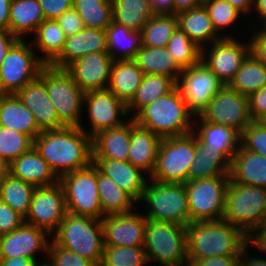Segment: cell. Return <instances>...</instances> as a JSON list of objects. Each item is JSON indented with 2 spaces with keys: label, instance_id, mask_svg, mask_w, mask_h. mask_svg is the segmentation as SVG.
Wrapping results in <instances>:
<instances>
[{
  "label": "cell",
  "instance_id": "cell-1",
  "mask_svg": "<svg viewBox=\"0 0 266 266\" xmlns=\"http://www.w3.org/2000/svg\"><path fill=\"white\" fill-rule=\"evenodd\" d=\"M34 148L58 179L93 162L92 137L80 127L42 131L34 139Z\"/></svg>",
  "mask_w": 266,
  "mask_h": 266
},
{
  "label": "cell",
  "instance_id": "cell-2",
  "mask_svg": "<svg viewBox=\"0 0 266 266\" xmlns=\"http://www.w3.org/2000/svg\"><path fill=\"white\" fill-rule=\"evenodd\" d=\"M187 261L214 256H240L249 237L228 220L189 222L186 225Z\"/></svg>",
  "mask_w": 266,
  "mask_h": 266
},
{
  "label": "cell",
  "instance_id": "cell-3",
  "mask_svg": "<svg viewBox=\"0 0 266 266\" xmlns=\"http://www.w3.org/2000/svg\"><path fill=\"white\" fill-rule=\"evenodd\" d=\"M194 118L178 86L143 107L133 117L136 124L161 138L193 132Z\"/></svg>",
  "mask_w": 266,
  "mask_h": 266
},
{
  "label": "cell",
  "instance_id": "cell-4",
  "mask_svg": "<svg viewBox=\"0 0 266 266\" xmlns=\"http://www.w3.org/2000/svg\"><path fill=\"white\" fill-rule=\"evenodd\" d=\"M51 240L100 266L104 251L101 219L67 213Z\"/></svg>",
  "mask_w": 266,
  "mask_h": 266
},
{
  "label": "cell",
  "instance_id": "cell-5",
  "mask_svg": "<svg viewBox=\"0 0 266 266\" xmlns=\"http://www.w3.org/2000/svg\"><path fill=\"white\" fill-rule=\"evenodd\" d=\"M143 247L149 264L188 266L186 226L146 218Z\"/></svg>",
  "mask_w": 266,
  "mask_h": 266
},
{
  "label": "cell",
  "instance_id": "cell-6",
  "mask_svg": "<svg viewBox=\"0 0 266 266\" xmlns=\"http://www.w3.org/2000/svg\"><path fill=\"white\" fill-rule=\"evenodd\" d=\"M222 219L250 237L266 221V189L230 180Z\"/></svg>",
  "mask_w": 266,
  "mask_h": 266
},
{
  "label": "cell",
  "instance_id": "cell-7",
  "mask_svg": "<svg viewBox=\"0 0 266 266\" xmlns=\"http://www.w3.org/2000/svg\"><path fill=\"white\" fill-rule=\"evenodd\" d=\"M145 218L174 222L186 226L190 222L188 199L183 183H163L149 179L142 198L138 204L144 203Z\"/></svg>",
  "mask_w": 266,
  "mask_h": 266
},
{
  "label": "cell",
  "instance_id": "cell-8",
  "mask_svg": "<svg viewBox=\"0 0 266 266\" xmlns=\"http://www.w3.org/2000/svg\"><path fill=\"white\" fill-rule=\"evenodd\" d=\"M195 157L193 132L162 138L156 158V166L149 179L163 183H186L189 168Z\"/></svg>",
  "mask_w": 266,
  "mask_h": 266
},
{
  "label": "cell",
  "instance_id": "cell-9",
  "mask_svg": "<svg viewBox=\"0 0 266 266\" xmlns=\"http://www.w3.org/2000/svg\"><path fill=\"white\" fill-rule=\"evenodd\" d=\"M45 86L58 119L65 126H82L84 95L65 69L45 65Z\"/></svg>",
  "mask_w": 266,
  "mask_h": 266
},
{
  "label": "cell",
  "instance_id": "cell-10",
  "mask_svg": "<svg viewBox=\"0 0 266 266\" xmlns=\"http://www.w3.org/2000/svg\"><path fill=\"white\" fill-rule=\"evenodd\" d=\"M59 182L65 192L68 213L95 219L104 217L97 186V167L93 162L88 167L63 175Z\"/></svg>",
  "mask_w": 266,
  "mask_h": 266
},
{
  "label": "cell",
  "instance_id": "cell-11",
  "mask_svg": "<svg viewBox=\"0 0 266 266\" xmlns=\"http://www.w3.org/2000/svg\"><path fill=\"white\" fill-rule=\"evenodd\" d=\"M229 181V176H218L184 183L190 222L222 219Z\"/></svg>",
  "mask_w": 266,
  "mask_h": 266
},
{
  "label": "cell",
  "instance_id": "cell-12",
  "mask_svg": "<svg viewBox=\"0 0 266 266\" xmlns=\"http://www.w3.org/2000/svg\"><path fill=\"white\" fill-rule=\"evenodd\" d=\"M33 48L26 39H18L11 46L0 66V94H16L39 76L45 64Z\"/></svg>",
  "mask_w": 266,
  "mask_h": 266
},
{
  "label": "cell",
  "instance_id": "cell-13",
  "mask_svg": "<svg viewBox=\"0 0 266 266\" xmlns=\"http://www.w3.org/2000/svg\"><path fill=\"white\" fill-rule=\"evenodd\" d=\"M202 121L221 124L237 130L240 134L252 122L249 114L248 96L224 85L197 116Z\"/></svg>",
  "mask_w": 266,
  "mask_h": 266
},
{
  "label": "cell",
  "instance_id": "cell-14",
  "mask_svg": "<svg viewBox=\"0 0 266 266\" xmlns=\"http://www.w3.org/2000/svg\"><path fill=\"white\" fill-rule=\"evenodd\" d=\"M68 213L62 184L36 187L25 223L45 230L50 236Z\"/></svg>",
  "mask_w": 266,
  "mask_h": 266
},
{
  "label": "cell",
  "instance_id": "cell-15",
  "mask_svg": "<svg viewBox=\"0 0 266 266\" xmlns=\"http://www.w3.org/2000/svg\"><path fill=\"white\" fill-rule=\"evenodd\" d=\"M249 54V40L242 42L235 38H221L201 49V62L224 85H228Z\"/></svg>",
  "mask_w": 266,
  "mask_h": 266
},
{
  "label": "cell",
  "instance_id": "cell-16",
  "mask_svg": "<svg viewBox=\"0 0 266 266\" xmlns=\"http://www.w3.org/2000/svg\"><path fill=\"white\" fill-rule=\"evenodd\" d=\"M84 105L90 129L86 130L84 125L80 128L91 137L104 129L118 127L130 118L127 104L108 89L85 92Z\"/></svg>",
  "mask_w": 266,
  "mask_h": 266
},
{
  "label": "cell",
  "instance_id": "cell-17",
  "mask_svg": "<svg viewBox=\"0 0 266 266\" xmlns=\"http://www.w3.org/2000/svg\"><path fill=\"white\" fill-rule=\"evenodd\" d=\"M189 110L198 116L211 98L224 86L202 62L183 69L177 82Z\"/></svg>",
  "mask_w": 266,
  "mask_h": 266
},
{
  "label": "cell",
  "instance_id": "cell-18",
  "mask_svg": "<svg viewBox=\"0 0 266 266\" xmlns=\"http://www.w3.org/2000/svg\"><path fill=\"white\" fill-rule=\"evenodd\" d=\"M51 236L43 229L23 223L0 237V259L26 257L38 262V253L47 258Z\"/></svg>",
  "mask_w": 266,
  "mask_h": 266
},
{
  "label": "cell",
  "instance_id": "cell-19",
  "mask_svg": "<svg viewBox=\"0 0 266 266\" xmlns=\"http://www.w3.org/2000/svg\"><path fill=\"white\" fill-rule=\"evenodd\" d=\"M113 61L108 52H94L76 59L65 70L83 92L105 90Z\"/></svg>",
  "mask_w": 266,
  "mask_h": 266
},
{
  "label": "cell",
  "instance_id": "cell-20",
  "mask_svg": "<svg viewBox=\"0 0 266 266\" xmlns=\"http://www.w3.org/2000/svg\"><path fill=\"white\" fill-rule=\"evenodd\" d=\"M29 109L41 131L60 129L65 125L58 119L45 86V66L39 76L23 86L15 94Z\"/></svg>",
  "mask_w": 266,
  "mask_h": 266
},
{
  "label": "cell",
  "instance_id": "cell-21",
  "mask_svg": "<svg viewBox=\"0 0 266 266\" xmlns=\"http://www.w3.org/2000/svg\"><path fill=\"white\" fill-rule=\"evenodd\" d=\"M104 246H144L146 218L140 212L108 215L101 219Z\"/></svg>",
  "mask_w": 266,
  "mask_h": 266
},
{
  "label": "cell",
  "instance_id": "cell-22",
  "mask_svg": "<svg viewBox=\"0 0 266 266\" xmlns=\"http://www.w3.org/2000/svg\"><path fill=\"white\" fill-rule=\"evenodd\" d=\"M107 52L105 30L84 27L79 33L66 37L64 48L50 66L65 69L89 53Z\"/></svg>",
  "mask_w": 266,
  "mask_h": 266
},
{
  "label": "cell",
  "instance_id": "cell-23",
  "mask_svg": "<svg viewBox=\"0 0 266 266\" xmlns=\"http://www.w3.org/2000/svg\"><path fill=\"white\" fill-rule=\"evenodd\" d=\"M93 164L102 174L110 177L122 190L127 192L137 203L140 201L146 183L149 180V176H146L145 172L132 165L129 161L93 159Z\"/></svg>",
  "mask_w": 266,
  "mask_h": 266
},
{
  "label": "cell",
  "instance_id": "cell-24",
  "mask_svg": "<svg viewBox=\"0 0 266 266\" xmlns=\"http://www.w3.org/2000/svg\"><path fill=\"white\" fill-rule=\"evenodd\" d=\"M132 118L124 124L99 131L92 137L93 159L127 161L131 142Z\"/></svg>",
  "mask_w": 266,
  "mask_h": 266
},
{
  "label": "cell",
  "instance_id": "cell-25",
  "mask_svg": "<svg viewBox=\"0 0 266 266\" xmlns=\"http://www.w3.org/2000/svg\"><path fill=\"white\" fill-rule=\"evenodd\" d=\"M161 140V137L136 124L132 118L131 142L127 161L150 177L156 166Z\"/></svg>",
  "mask_w": 266,
  "mask_h": 266
},
{
  "label": "cell",
  "instance_id": "cell-26",
  "mask_svg": "<svg viewBox=\"0 0 266 266\" xmlns=\"http://www.w3.org/2000/svg\"><path fill=\"white\" fill-rule=\"evenodd\" d=\"M9 174L36 187L50 186L59 181L34 146L10 162Z\"/></svg>",
  "mask_w": 266,
  "mask_h": 266
},
{
  "label": "cell",
  "instance_id": "cell-27",
  "mask_svg": "<svg viewBox=\"0 0 266 266\" xmlns=\"http://www.w3.org/2000/svg\"><path fill=\"white\" fill-rule=\"evenodd\" d=\"M229 178L240 184L266 189V156L248 151L240 145L230 161Z\"/></svg>",
  "mask_w": 266,
  "mask_h": 266
},
{
  "label": "cell",
  "instance_id": "cell-28",
  "mask_svg": "<svg viewBox=\"0 0 266 266\" xmlns=\"http://www.w3.org/2000/svg\"><path fill=\"white\" fill-rule=\"evenodd\" d=\"M193 133L206 144V148L220 150L230 161L240 147L241 134L221 124L194 118Z\"/></svg>",
  "mask_w": 266,
  "mask_h": 266
},
{
  "label": "cell",
  "instance_id": "cell-29",
  "mask_svg": "<svg viewBox=\"0 0 266 266\" xmlns=\"http://www.w3.org/2000/svg\"><path fill=\"white\" fill-rule=\"evenodd\" d=\"M178 28L201 49L223 38L220 36L204 5L176 14Z\"/></svg>",
  "mask_w": 266,
  "mask_h": 266
},
{
  "label": "cell",
  "instance_id": "cell-30",
  "mask_svg": "<svg viewBox=\"0 0 266 266\" xmlns=\"http://www.w3.org/2000/svg\"><path fill=\"white\" fill-rule=\"evenodd\" d=\"M0 126L26 134L33 140L42 132L32 112L15 94H0Z\"/></svg>",
  "mask_w": 266,
  "mask_h": 266
},
{
  "label": "cell",
  "instance_id": "cell-31",
  "mask_svg": "<svg viewBox=\"0 0 266 266\" xmlns=\"http://www.w3.org/2000/svg\"><path fill=\"white\" fill-rule=\"evenodd\" d=\"M230 160L220 150L206 148L195 135V157L189 168L188 181L229 176Z\"/></svg>",
  "mask_w": 266,
  "mask_h": 266
},
{
  "label": "cell",
  "instance_id": "cell-32",
  "mask_svg": "<svg viewBox=\"0 0 266 266\" xmlns=\"http://www.w3.org/2000/svg\"><path fill=\"white\" fill-rule=\"evenodd\" d=\"M133 61L144 75H164L178 82L183 72V69L174 60L166 47H148L142 45Z\"/></svg>",
  "mask_w": 266,
  "mask_h": 266
},
{
  "label": "cell",
  "instance_id": "cell-33",
  "mask_svg": "<svg viewBox=\"0 0 266 266\" xmlns=\"http://www.w3.org/2000/svg\"><path fill=\"white\" fill-rule=\"evenodd\" d=\"M144 73L133 60L113 61L108 90L128 104L142 83Z\"/></svg>",
  "mask_w": 266,
  "mask_h": 266
},
{
  "label": "cell",
  "instance_id": "cell-34",
  "mask_svg": "<svg viewBox=\"0 0 266 266\" xmlns=\"http://www.w3.org/2000/svg\"><path fill=\"white\" fill-rule=\"evenodd\" d=\"M45 20L38 0H12L9 12V31L18 39L35 33Z\"/></svg>",
  "mask_w": 266,
  "mask_h": 266
},
{
  "label": "cell",
  "instance_id": "cell-35",
  "mask_svg": "<svg viewBox=\"0 0 266 266\" xmlns=\"http://www.w3.org/2000/svg\"><path fill=\"white\" fill-rule=\"evenodd\" d=\"M105 33L107 52L114 61L133 60L142 47L140 31L131 30L112 21Z\"/></svg>",
  "mask_w": 266,
  "mask_h": 266
},
{
  "label": "cell",
  "instance_id": "cell-36",
  "mask_svg": "<svg viewBox=\"0 0 266 266\" xmlns=\"http://www.w3.org/2000/svg\"><path fill=\"white\" fill-rule=\"evenodd\" d=\"M66 35L55 19H45L36 29L31 40L34 49L39 52L38 58L50 65L64 48ZM36 46V47H35Z\"/></svg>",
  "mask_w": 266,
  "mask_h": 266
},
{
  "label": "cell",
  "instance_id": "cell-37",
  "mask_svg": "<svg viewBox=\"0 0 266 266\" xmlns=\"http://www.w3.org/2000/svg\"><path fill=\"white\" fill-rule=\"evenodd\" d=\"M97 186L100 205L105 216L128 214L138 204L127 192L122 190L110 177L102 174L97 168Z\"/></svg>",
  "mask_w": 266,
  "mask_h": 266
},
{
  "label": "cell",
  "instance_id": "cell-38",
  "mask_svg": "<svg viewBox=\"0 0 266 266\" xmlns=\"http://www.w3.org/2000/svg\"><path fill=\"white\" fill-rule=\"evenodd\" d=\"M149 0H112L113 22L134 31H142L147 21L154 16Z\"/></svg>",
  "mask_w": 266,
  "mask_h": 266
},
{
  "label": "cell",
  "instance_id": "cell-39",
  "mask_svg": "<svg viewBox=\"0 0 266 266\" xmlns=\"http://www.w3.org/2000/svg\"><path fill=\"white\" fill-rule=\"evenodd\" d=\"M176 86L177 82L173 78L157 74L144 75L135 96L127 104L130 118H133L143 107L147 106L155 99L172 91Z\"/></svg>",
  "mask_w": 266,
  "mask_h": 266
},
{
  "label": "cell",
  "instance_id": "cell-40",
  "mask_svg": "<svg viewBox=\"0 0 266 266\" xmlns=\"http://www.w3.org/2000/svg\"><path fill=\"white\" fill-rule=\"evenodd\" d=\"M266 85V66L251 53L242 62L228 86L249 96Z\"/></svg>",
  "mask_w": 266,
  "mask_h": 266
},
{
  "label": "cell",
  "instance_id": "cell-41",
  "mask_svg": "<svg viewBox=\"0 0 266 266\" xmlns=\"http://www.w3.org/2000/svg\"><path fill=\"white\" fill-rule=\"evenodd\" d=\"M36 186L10 174L0 181V200L26 218Z\"/></svg>",
  "mask_w": 266,
  "mask_h": 266
},
{
  "label": "cell",
  "instance_id": "cell-42",
  "mask_svg": "<svg viewBox=\"0 0 266 266\" xmlns=\"http://www.w3.org/2000/svg\"><path fill=\"white\" fill-rule=\"evenodd\" d=\"M177 28L176 14H155L142 28V45L166 47Z\"/></svg>",
  "mask_w": 266,
  "mask_h": 266
},
{
  "label": "cell",
  "instance_id": "cell-43",
  "mask_svg": "<svg viewBox=\"0 0 266 266\" xmlns=\"http://www.w3.org/2000/svg\"><path fill=\"white\" fill-rule=\"evenodd\" d=\"M84 27L106 30L113 21L112 0H73Z\"/></svg>",
  "mask_w": 266,
  "mask_h": 266
},
{
  "label": "cell",
  "instance_id": "cell-44",
  "mask_svg": "<svg viewBox=\"0 0 266 266\" xmlns=\"http://www.w3.org/2000/svg\"><path fill=\"white\" fill-rule=\"evenodd\" d=\"M166 48L182 69L190 68L201 62V48L179 28L171 36Z\"/></svg>",
  "mask_w": 266,
  "mask_h": 266
},
{
  "label": "cell",
  "instance_id": "cell-45",
  "mask_svg": "<svg viewBox=\"0 0 266 266\" xmlns=\"http://www.w3.org/2000/svg\"><path fill=\"white\" fill-rule=\"evenodd\" d=\"M213 23L216 32L223 38H236V35L223 33V30L231 28L243 15L226 0H205L203 4ZM229 27V28H227ZM223 34V35H221Z\"/></svg>",
  "mask_w": 266,
  "mask_h": 266
},
{
  "label": "cell",
  "instance_id": "cell-46",
  "mask_svg": "<svg viewBox=\"0 0 266 266\" xmlns=\"http://www.w3.org/2000/svg\"><path fill=\"white\" fill-rule=\"evenodd\" d=\"M147 264L143 246H104L100 266H145Z\"/></svg>",
  "mask_w": 266,
  "mask_h": 266
},
{
  "label": "cell",
  "instance_id": "cell-47",
  "mask_svg": "<svg viewBox=\"0 0 266 266\" xmlns=\"http://www.w3.org/2000/svg\"><path fill=\"white\" fill-rule=\"evenodd\" d=\"M34 146V140L11 128L0 126V156L9 163Z\"/></svg>",
  "mask_w": 266,
  "mask_h": 266
},
{
  "label": "cell",
  "instance_id": "cell-48",
  "mask_svg": "<svg viewBox=\"0 0 266 266\" xmlns=\"http://www.w3.org/2000/svg\"><path fill=\"white\" fill-rule=\"evenodd\" d=\"M240 145L248 151L266 156V127L252 121L242 131Z\"/></svg>",
  "mask_w": 266,
  "mask_h": 266
},
{
  "label": "cell",
  "instance_id": "cell-49",
  "mask_svg": "<svg viewBox=\"0 0 266 266\" xmlns=\"http://www.w3.org/2000/svg\"><path fill=\"white\" fill-rule=\"evenodd\" d=\"M47 258L54 266H96L91 260L56 245L52 240L48 246Z\"/></svg>",
  "mask_w": 266,
  "mask_h": 266
},
{
  "label": "cell",
  "instance_id": "cell-50",
  "mask_svg": "<svg viewBox=\"0 0 266 266\" xmlns=\"http://www.w3.org/2000/svg\"><path fill=\"white\" fill-rule=\"evenodd\" d=\"M25 222V218L0 200V234L10 233Z\"/></svg>",
  "mask_w": 266,
  "mask_h": 266
},
{
  "label": "cell",
  "instance_id": "cell-51",
  "mask_svg": "<svg viewBox=\"0 0 266 266\" xmlns=\"http://www.w3.org/2000/svg\"><path fill=\"white\" fill-rule=\"evenodd\" d=\"M59 26L62 28L66 37L79 33L83 28V22L80 15L74 8L67 10L56 19Z\"/></svg>",
  "mask_w": 266,
  "mask_h": 266
},
{
  "label": "cell",
  "instance_id": "cell-52",
  "mask_svg": "<svg viewBox=\"0 0 266 266\" xmlns=\"http://www.w3.org/2000/svg\"><path fill=\"white\" fill-rule=\"evenodd\" d=\"M254 28L252 35H250V53L266 66V31L260 26Z\"/></svg>",
  "mask_w": 266,
  "mask_h": 266
},
{
  "label": "cell",
  "instance_id": "cell-53",
  "mask_svg": "<svg viewBox=\"0 0 266 266\" xmlns=\"http://www.w3.org/2000/svg\"><path fill=\"white\" fill-rule=\"evenodd\" d=\"M45 19H57L72 8L73 0H38Z\"/></svg>",
  "mask_w": 266,
  "mask_h": 266
},
{
  "label": "cell",
  "instance_id": "cell-54",
  "mask_svg": "<svg viewBox=\"0 0 266 266\" xmlns=\"http://www.w3.org/2000/svg\"><path fill=\"white\" fill-rule=\"evenodd\" d=\"M248 104L252 121H257L266 113V85L248 96Z\"/></svg>",
  "mask_w": 266,
  "mask_h": 266
},
{
  "label": "cell",
  "instance_id": "cell-55",
  "mask_svg": "<svg viewBox=\"0 0 266 266\" xmlns=\"http://www.w3.org/2000/svg\"><path fill=\"white\" fill-rule=\"evenodd\" d=\"M188 266H240V256H214L194 260Z\"/></svg>",
  "mask_w": 266,
  "mask_h": 266
},
{
  "label": "cell",
  "instance_id": "cell-56",
  "mask_svg": "<svg viewBox=\"0 0 266 266\" xmlns=\"http://www.w3.org/2000/svg\"><path fill=\"white\" fill-rule=\"evenodd\" d=\"M18 40L9 30L0 29V66L11 48V46Z\"/></svg>",
  "mask_w": 266,
  "mask_h": 266
},
{
  "label": "cell",
  "instance_id": "cell-57",
  "mask_svg": "<svg viewBox=\"0 0 266 266\" xmlns=\"http://www.w3.org/2000/svg\"><path fill=\"white\" fill-rule=\"evenodd\" d=\"M252 243L249 241L242 249L240 254V266H266V259L261 258L260 256L253 257L250 256L248 253V247L251 246Z\"/></svg>",
  "mask_w": 266,
  "mask_h": 266
},
{
  "label": "cell",
  "instance_id": "cell-58",
  "mask_svg": "<svg viewBox=\"0 0 266 266\" xmlns=\"http://www.w3.org/2000/svg\"><path fill=\"white\" fill-rule=\"evenodd\" d=\"M249 241L254 248L263 252V255L266 253V221L249 237Z\"/></svg>",
  "mask_w": 266,
  "mask_h": 266
},
{
  "label": "cell",
  "instance_id": "cell-59",
  "mask_svg": "<svg viewBox=\"0 0 266 266\" xmlns=\"http://www.w3.org/2000/svg\"><path fill=\"white\" fill-rule=\"evenodd\" d=\"M155 14H174V0H149Z\"/></svg>",
  "mask_w": 266,
  "mask_h": 266
},
{
  "label": "cell",
  "instance_id": "cell-60",
  "mask_svg": "<svg viewBox=\"0 0 266 266\" xmlns=\"http://www.w3.org/2000/svg\"><path fill=\"white\" fill-rule=\"evenodd\" d=\"M205 0H174V14L192 9L204 4Z\"/></svg>",
  "mask_w": 266,
  "mask_h": 266
},
{
  "label": "cell",
  "instance_id": "cell-61",
  "mask_svg": "<svg viewBox=\"0 0 266 266\" xmlns=\"http://www.w3.org/2000/svg\"><path fill=\"white\" fill-rule=\"evenodd\" d=\"M12 0H0V29L9 30V12Z\"/></svg>",
  "mask_w": 266,
  "mask_h": 266
},
{
  "label": "cell",
  "instance_id": "cell-62",
  "mask_svg": "<svg viewBox=\"0 0 266 266\" xmlns=\"http://www.w3.org/2000/svg\"><path fill=\"white\" fill-rule=\"evenodd\" d=\"M36 261L26 257L0 259V266H35Z\"/></svg>",
  "mask_w": 266,
  "mask_h": 266
},
{
  "label": "cell",
  "instance_id": "cell-63",
  "mask_svg": "<svg viewBox=\"0 0 266 266\" xmlns=\"http://www.w3.org/2000/svg\"><path fill=\"white\" fill-rule=\"evenodd\" d=\"M238 11H240L243 16L249 15L253 10V0H226Z\"/></svg>",
  "mask_w": 266,
  "mask_h": 266
},
{
  "label": "cell",
  "instance_id": "cell-64",
  "mask_svg": "<svg viewBox=\"0 0 266 266\" xmlns=\"http://www.w3.org/2000/svg\"><path fill=\"white\" fill-rule=\"evenodd\" d=\"M253 12L258 14L259 19L262 24L266 21V0H253ZM255 11V12H254Z\"/></svg>",
  "mask_w": 266,
  "mask_h": 266
},
{
  "label": "cell",
  "instance_id": "cell-65",
  "mask_svg": "<svg viewBox=\"0 0 266 266\" xmlns=\"http://www.w3.org/2000/svg\"><path fill=\"white\" fill-rule=\"evenodd\" d=\"M9 166L10 163L0 156V181L5 176L9 175Z\"/></svg>",
  "mask_w": 266,
  "mask_h": 266
},
{
  "label": "cell",
  "instance_id": "cell-66",
  "mask_svg": "<svg viewBox=\"0 0 266 266\" xmlns=\"http://www.w3.org/2000/svg\"><path fill=\"white\" fill-rule=\"evenodd\" d=\"M41 262V263H40ZM35 266H54L48 258H46V260H39L38 262H36V265Z\"/></svg>",
  "mask_w": 266,
  "mask_h": 266
},
{
  "label": "cell",
  "instance_id": "cell-67",
  "mask_svg": "<svg viewBox=\"0 0 266 266\" xmlns=\"http://www.w3.org/2000/svg\"><path fill=\"white\" fill-rule=\"evenodd\" d=\"M262 126L266 127V113L257 120Z\"/></svg>",
  "mask_w": 266,
  "mask_h": 266
},
{
  "label": "cell",
  "instance_id": "cell-68",
  "mask_svg": "<svg viewBox=\"0 0 266 266\" xmlns=\"http://www.w3.org/2000/svg\"><path fill=\"white\" fill-rule=\"evenodd\" d=\"M261 26L266 31V21L263 24H261Z\"/></svg>",
  "mask_w": 266,
  "mask_h": 266
}]
</instances>
